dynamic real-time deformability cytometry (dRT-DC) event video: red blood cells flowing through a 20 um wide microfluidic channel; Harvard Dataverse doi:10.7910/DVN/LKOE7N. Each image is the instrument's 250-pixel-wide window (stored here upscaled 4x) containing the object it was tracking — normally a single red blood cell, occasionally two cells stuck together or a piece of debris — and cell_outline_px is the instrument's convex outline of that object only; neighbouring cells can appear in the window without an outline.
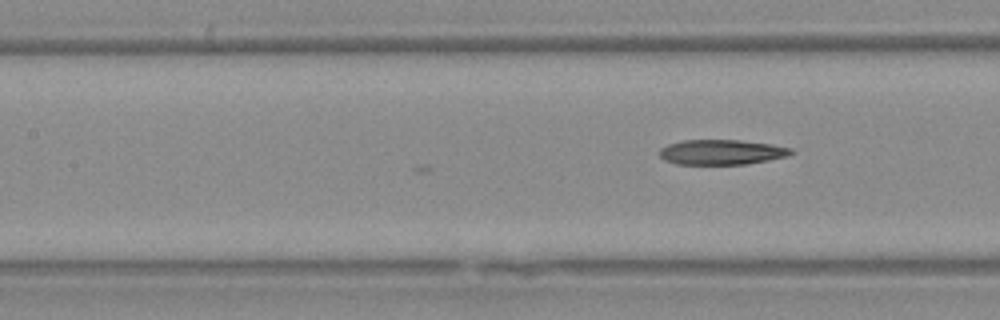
{"species": "Egyptian fruit bat (a non-hibernating species)", "species_latin": "Rousettus aegyptiacus", "temperature_condition": "warm", "stored_images_in_passage": 7, "camera_frame_rate_fps": 3000, "um_per_image_px": 0.085, "animal": {"sex": "female"}, "frame": {"image": 1, "passage_image": 7, "time_ms": 2.0, "image_size_px": [1000, 320], "cell_outline_px": [[796, 152], [788, 156], [748, 164], [676, 164], [664, 160], [660, 156], [660, 148], [668, 144], [684, 140], [740, 140], [772, 144], [792, 148]], "centroid_in_image_um": [61.37, 12.93], "position_along_channel_um": 146.0, "area_um2": 19.31}}